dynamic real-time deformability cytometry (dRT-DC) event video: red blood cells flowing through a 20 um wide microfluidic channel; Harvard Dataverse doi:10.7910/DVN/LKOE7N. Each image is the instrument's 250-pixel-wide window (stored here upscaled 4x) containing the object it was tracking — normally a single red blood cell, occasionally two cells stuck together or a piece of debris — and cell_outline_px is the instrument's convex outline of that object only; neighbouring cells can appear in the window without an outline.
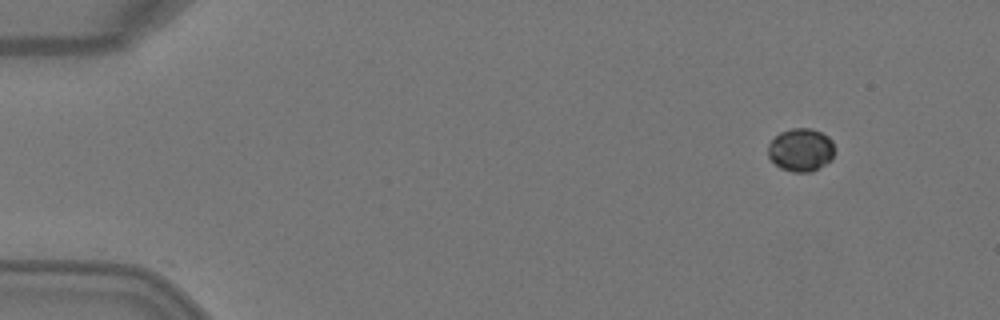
{"species": "Egyptian fruit bat (a non-hibernating species)", "species_latin": "Rousettus aegyptiacus", "temperature_condition": "warm", "stored_images_in_passage": 6, "camera_frame_rate_fps": 3000, "um_per_image_px": 0.085, "animal": {"sex": "female"}, "frame": {"image": 1, "passage_image": 1, "time_ms": 0.0, "image_size_px": [1000, 320], "cell_outline_px": [[836, 148], [832, 160], [812, 172], [792, 172], [780, 168], [768, 156], [768, 144], [780, 132], [792, 128], [812, 128], [828, 136], [832, 140]], "centroid_in_image_um": [68.11, 12.74], "position_along_channel_um": 16.9, "area_um2": 16.94}}
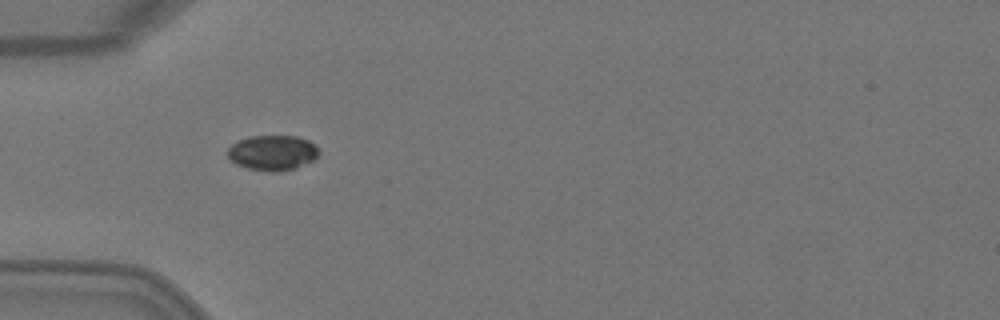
{"frame": {"image": 2, "passage_image": 4, "time_ms": 1.0, "image_size_px": [1000, 320], "cell_outline_px": [[320, 152], [316, 160], [292, 168], [276, 172], [272, 172], [248, 168], [236, 164], [228, 156], [228, 148], [232, 144], [240, 140], [252, 136], [300, 136], [316, 144]], "centroid_in_image_um": [23.22, 12.97], "position_along_channel_um": 61.8, "area_um2": 18.67}}
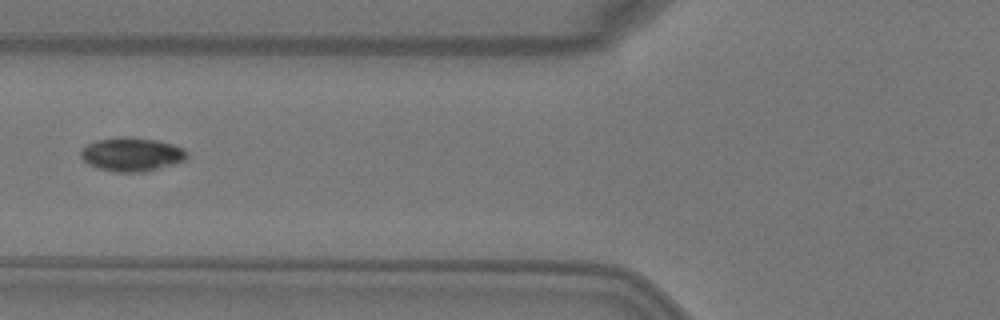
{"frame": {"image": 3, "passage_image": 5, "time_ms": 1.333, "image_size_px": [1000, 320], "cell_outline_px": [[188, 156], [184, 160], [172, 164], [144, 172], [116, 172], [96, 168], [88, 164], [80, 156], [80, 148], [96, 140], [120, 136], [128, 136], [156, 140], [172, 144], [184, 148], [188, 152]], "centroid_in_image_um": [11.16, 13.11], "position_along_channel_um": 114.6, "area_um2": 21.04}}